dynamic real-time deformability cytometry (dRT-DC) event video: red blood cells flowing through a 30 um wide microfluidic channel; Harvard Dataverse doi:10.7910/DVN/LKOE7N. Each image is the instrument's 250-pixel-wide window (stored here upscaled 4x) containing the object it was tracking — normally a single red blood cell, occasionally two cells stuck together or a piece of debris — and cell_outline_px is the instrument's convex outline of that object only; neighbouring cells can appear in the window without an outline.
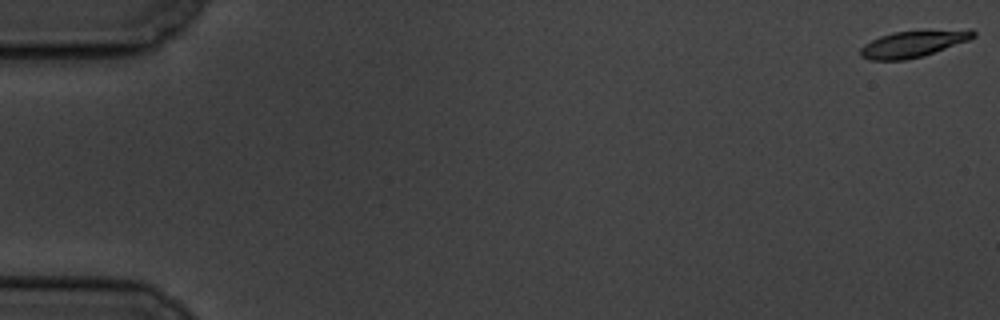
{"species": "common noctule bat (a hibernating species)", "species_latin": "Nyctalus noctula", "temperature_condition": "cold", "stored_images_in_passage": 59, "camera_frame_rate_fps": 3000, "um_per_image_px": 0.085, "animal": {"sex": "male", "body_mass_g": 19.5, "forearm_length_mm": 54.6}, "frame": {"image": 1, "passage_image": 1, "time_ms": 0.0, "image_size_px": [1000, 320], "cell_outline_px": [[976, 36], [968, 40], [924, 56], [904, 60], [868, 60], [860, 56], [860, 48], [864, 44], [880, 36], [892, 32], [968, 28], [972, 28], [976, 32]], "centroid_in_image_um": [77.65, 3.71], "position_along_channel_um": 7.3, "area_um2": 17.74}}
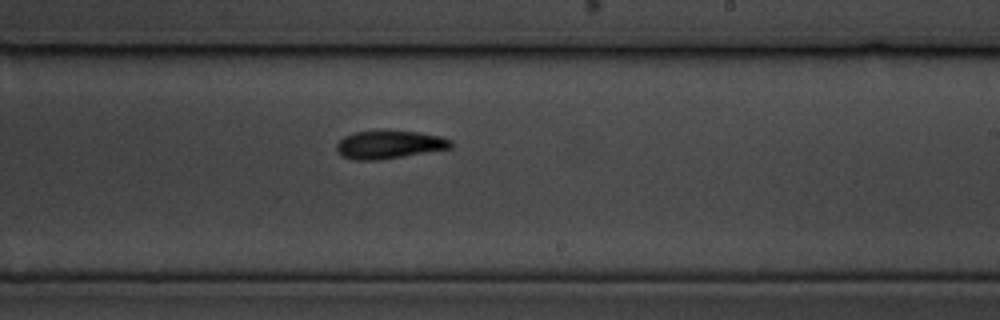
{"frame": {"image": 2, "passage_image": 36, "time_ms": 11.667, "image_size_px": [1000, 320], "cell_outline_px": [[452, 148], [380, 160], [356, 160], [340, 156], [336, 152], [336, 144], [344, 136], [356, 132], [388, 128], [416, 132], [440, 136], [452, 140]], "centroid_in_image_um": [33.05, 12.27], "position_along_channel_um": 255.9, "area_um2": 19.31}}
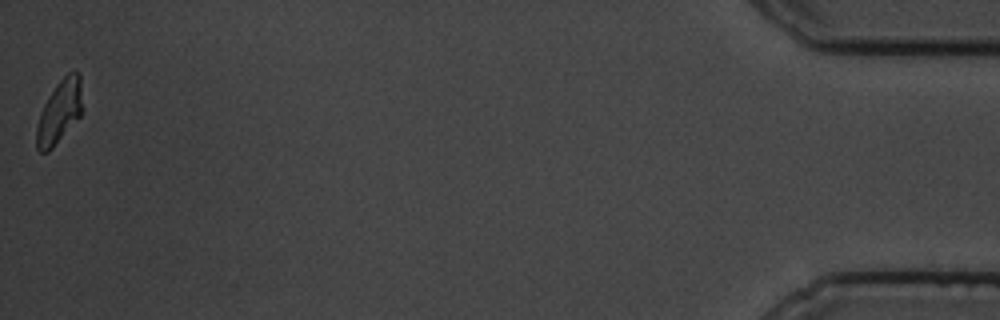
{"frame": {"image": 3, "passage_image": 59, "time_ms": 19.333, "image_size_px": [1000, 320], "cell_outline_px": [[80, 116], [52, 148], [48, 152], [40, 152], [36, 148], [36, 128], [40, 112], [44, 104], [56, 84], [68, 72], [80, 72]], "centroid_in_image_um": [5.01, 9.52], "position_along_channel_um": 430.2, "area_um2": 16.42}, "authors_computed_cell_mechanics": {"area_um2": 18.6694, "velocity_mm_per_s": 3.4527, "shape_relaxation_time_tau1_ms": 3.2387, "shape_relaxation_time_tau2_ms": 5.0818, "deformation_change_tau1": 0.136, "deformation_change_tau2": 0.0958}}